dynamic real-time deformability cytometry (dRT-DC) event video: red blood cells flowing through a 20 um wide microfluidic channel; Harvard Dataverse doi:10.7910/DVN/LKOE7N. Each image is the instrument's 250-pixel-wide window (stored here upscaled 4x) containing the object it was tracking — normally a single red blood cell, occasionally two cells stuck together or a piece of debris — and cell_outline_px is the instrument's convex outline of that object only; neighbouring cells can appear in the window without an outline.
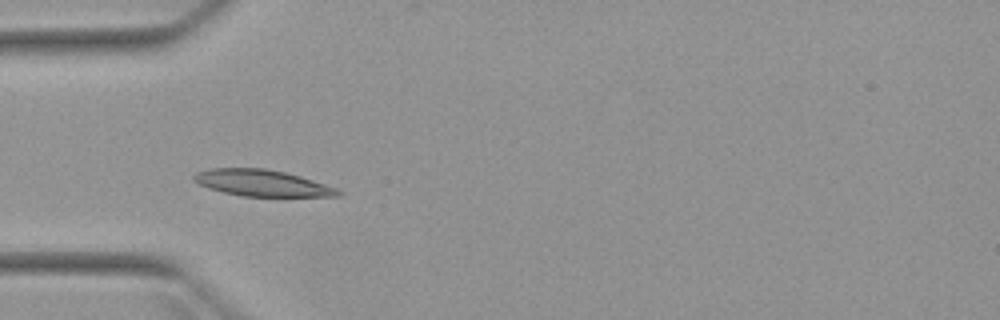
{"species": "Egyptian fruit bat (a non-hibernating species)", "species_latin": "Rousettus aegyptiacus", "temperature_condition": "warm", "stored_images_in_passage": 5, "camera_frame_rate_fps": 3000, "um_per_image_px": 0.085, "animal": {"sex": "female"}, "frame": {"image": 1, "passage_image": 3, "time_ms": 2.333, "image_size_px": [1000, 320], "cell_outline_px": [[344, 192], [340, 196], [244, 196], [224, 192], [208, 188], [192, 180], [192, 176], [196, 172], [208, 168], [264, 168], [284, 172], [300, 176], [336, 188]], "centroid_in_image_um": [22.24, 15.55], "position_along_channel_um": 62.8, "area_um2": 22.08}}
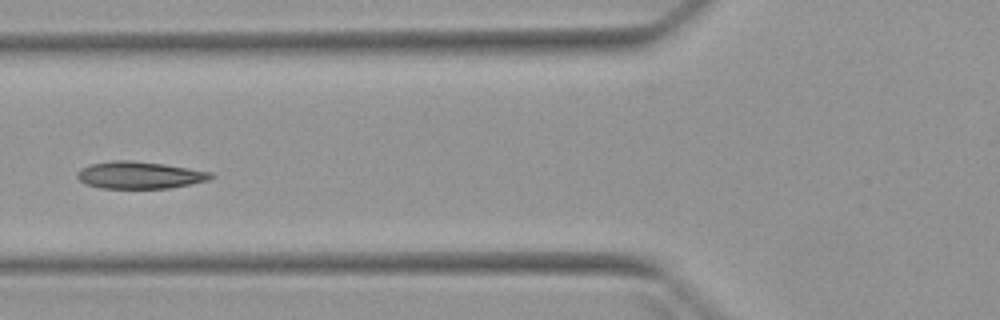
{"frame": {"image": 2, "passage_image": 4, "time_ms": 3.667, "image_size_px": [1000, 320], "cell_outline_px": [[216, 176], [208, 180], [168, 188], [100, 188], [88, 184], [80, 180], [76, 176], [76, 172], [80, 168], [88, 164], [112, 160], [132, 160], [164, 164], [212, 172]], "centroid_in_image_um": [11.83, 14.87], "position_along_channel_um": 114.0, "area_um2": 21.15}}
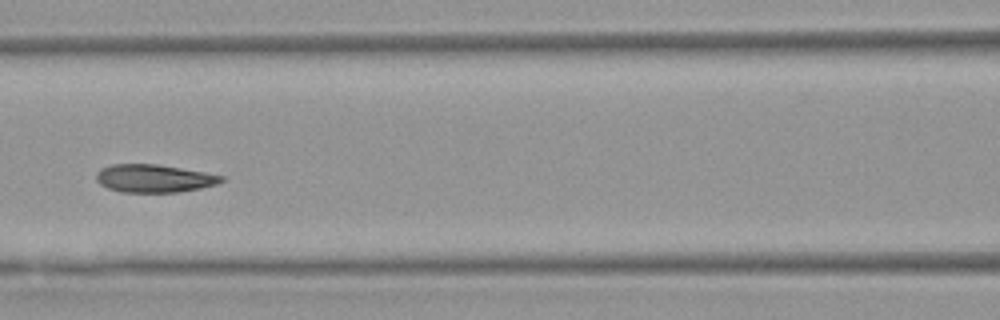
{"frame": {"image": 3, "passage_image": 5, "time_ms": 4.667, "image_size_px": [1000, 320], "cell_outline_px": [[224, 180], [216, 184], [200, 188], [180, 192], [120, 192], [108, 188], [100, 184], [96, 180], [96, 172], [100, 168], [112, 164], [156, 164], [204, 172], [224, 176]], "centroid_in_image_um": [13.06, 15.16], "position_along_channel_um": 153.5, "area_um2": 20.35}}